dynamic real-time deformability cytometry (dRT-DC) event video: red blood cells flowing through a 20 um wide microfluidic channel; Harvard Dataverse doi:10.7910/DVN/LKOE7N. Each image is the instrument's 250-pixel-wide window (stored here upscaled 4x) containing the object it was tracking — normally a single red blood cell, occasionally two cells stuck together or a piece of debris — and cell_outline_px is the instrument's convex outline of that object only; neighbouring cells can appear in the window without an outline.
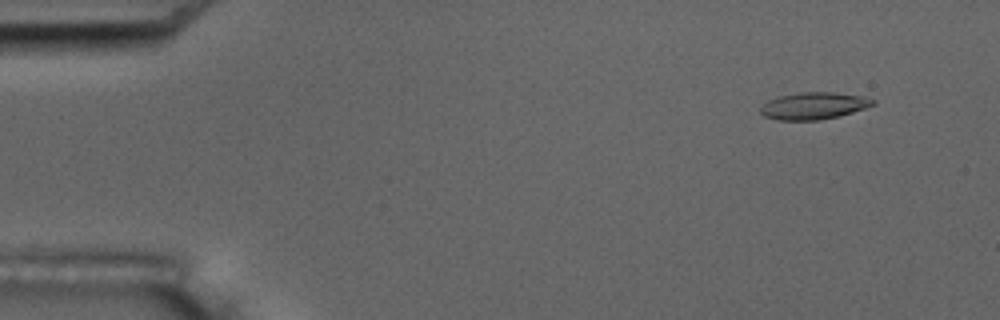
{"species": "common noctule bat (a hibernating species)", "species_latin": "Nyctalus noctula", "temperature_condition": "room temperature", "stored_images_in_passage": 57, "camera_frame_rate_fps": 3000, "um_per_image_px": 0.085, "animal": {"sex": "male", "body_mass_g": 17.5, "forearm_length_mm": 52.3}, "frame": {"image": 1, "passage_image": 5, "time_ms": 1.333, "image_size_px": [1000, 320], "cell_outline_px": [[876, 104], [840, 116], [820, 120], [776, 120], [764, 116], [760, 112], [760, 108], [768, 100], [776, 96], [800, 92], [832, 92], [860, 96], [876, 100]], "centroid_in_image_um": [69.14, 8.99], "position_along_channel_um": 15.9, "area_um2": 17.74}}
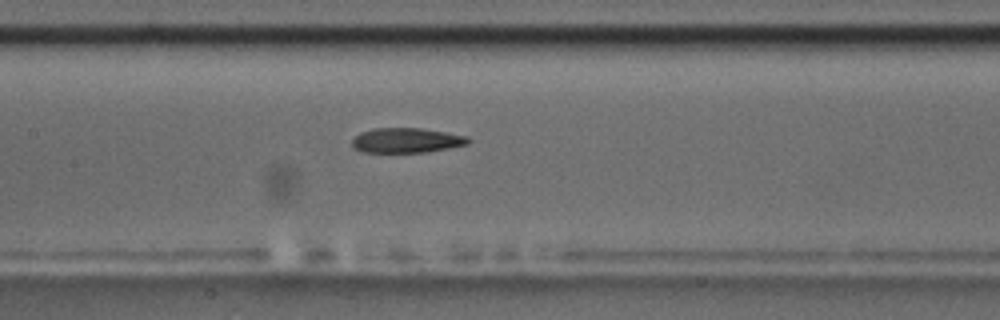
{"frame": {"image": 2, "passage_image": 27, "time_ms": 8.667, "image_size_px": [1000, 320], "cell_outline_px": [[472, 140], [468, 144], [428, 152], [364, 152], [352, 148], [352, 140], [360, 132], [372, 128], [420, 128], [468, 136]], "centroid_in_image_um": [34.55, 11.93], "position_along_channel_um": 172.9, "area_um2": 16.88}}
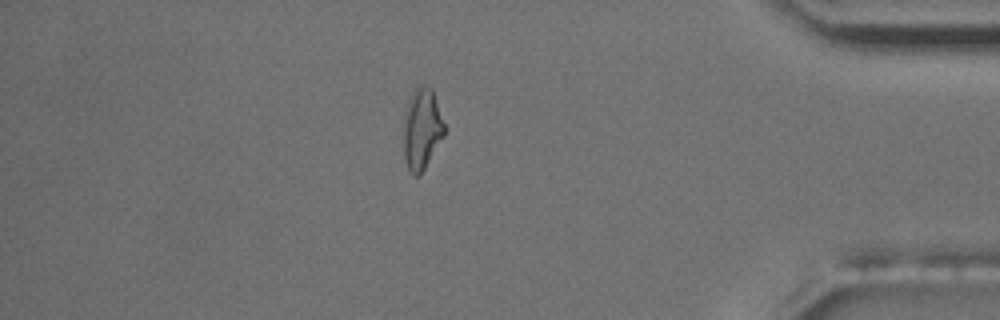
{"frame": {"image": 3, "passage_image": 49, "time_ms": 16.0, "image_size_px": [1000, 320], "cell_outline_px": [[444, 136], [420, 176], [412, 176], [404, 160], [400, 140], [404, 112], [408, 100], [416, 84], [420, 84], [432, 88], [444, 124]], "centroid_in_image_um": [35.78, 10.98], "position_along_channel_um": 399.4, "area_um2": 20.17}, "authors_computed_cell_mechanics": {"area_um2": 17.629, "velocity_mm_per_s": 3.5709, "shape_relaxation_time_tau1_ms": null, "shape_relaxation_time_tau2_ms": 8.517, "deformation_change_tau1": null, "deformation_change_tau2": 0.2058}}